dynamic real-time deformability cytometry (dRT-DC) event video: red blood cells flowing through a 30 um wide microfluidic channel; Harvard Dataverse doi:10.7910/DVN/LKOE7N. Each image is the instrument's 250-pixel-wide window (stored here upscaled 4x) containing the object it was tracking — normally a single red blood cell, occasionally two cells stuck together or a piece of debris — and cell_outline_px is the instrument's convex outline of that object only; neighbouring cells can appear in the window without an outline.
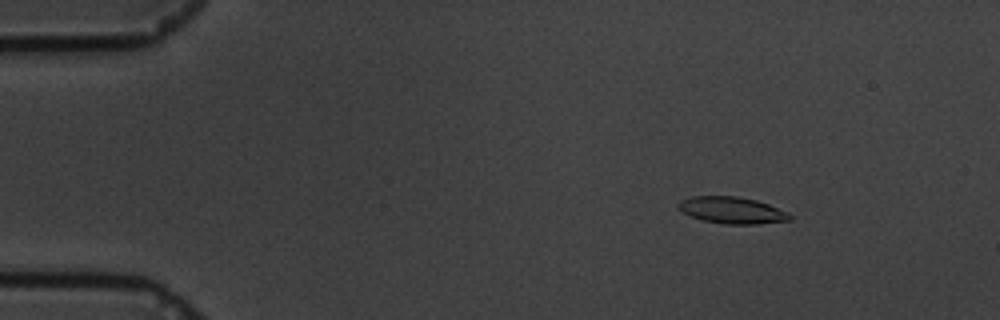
{"species": "common noctule bat (a hibernating species)", "species_latin": "Nyctalus noctula", "temperature_condition": "cold", "stored_images_in_passage": 60, "camera_frame_rate_fps": 3000, "um_per_image_px": 0.085, "animal": {"sex": "male", "body_mass_g": 19.5, "forearm_length_mm": 54.6}, "frame": {"image": 1, "passage_image": 9, "time_ms": 2.667, "image_size_px": [1000, 320], "cell_outline_px": [[792, 220], [756, 224], [724, 224], [700, 220], [680, 212], [676, 204], [680, 200], [692, 196], [736, 196], [756, 200], [768, 204], [788, 212], [792, 216]], "centroid_in_image_um": [62.17, 17.87], "position_along_channel_um": 22.8, "area_um2": 17.57}}
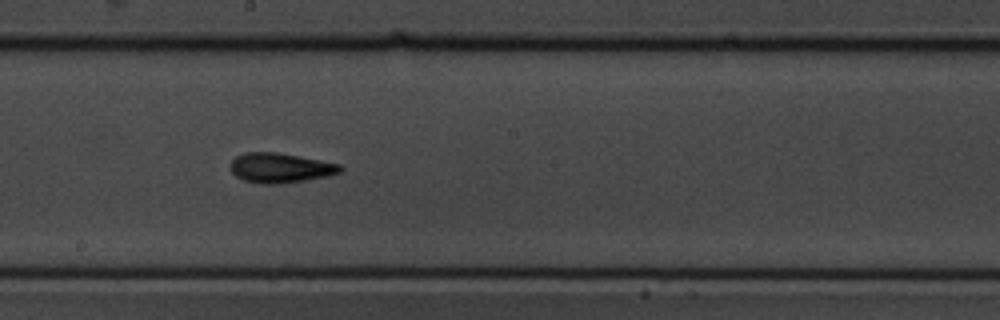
{"frame": {"image": 2, "passage_image": 34, "time_ms": 11.0, "image_size_px": [1000, 320], "cell_outline_px": [[344, 168], [340, 172], [328, 176], [304, 180], [276, 184], [264, 184], [244, 180], [236, 176], [228, 168], [232, 160], [236, 156], [244, 152], [276, 152], [340, 164]], "centroid_in_image_um": [23.79, 14.26], "position_along_channel_um": 224.4, "area_um2": 18.96}}
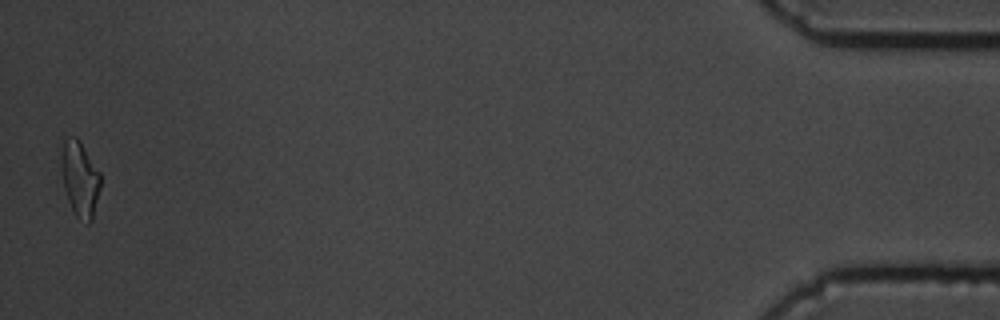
{"frame": {"image": 3, "passage_image": 60, "time_ms": 19.667, "image_size_px": [1000, 320], "cell_outline_px": [[100, 188], [92, 220], [88, 224], [76, 216], [68, 200], [64, 188], [60, 156], [60, 152], [64, 140], [68, 136], [76, 136], [100, 172]], "centroid_in_image_um": [6.78, 15.18], "position_along_channel_um": 428.4, "area_um2": 17.11}, "authors_computed_cell_mechanics": {"area_um2": 17.34, "velocity_mm_per_s": 3.376, "shape_relaxation_time_tau1_ms": 6.846, "shape_relaxation_time_tau2_ms": 5.5266, "deformation_change_tau1": 0.1736, "deformation_change_tau2": 0.1474}}